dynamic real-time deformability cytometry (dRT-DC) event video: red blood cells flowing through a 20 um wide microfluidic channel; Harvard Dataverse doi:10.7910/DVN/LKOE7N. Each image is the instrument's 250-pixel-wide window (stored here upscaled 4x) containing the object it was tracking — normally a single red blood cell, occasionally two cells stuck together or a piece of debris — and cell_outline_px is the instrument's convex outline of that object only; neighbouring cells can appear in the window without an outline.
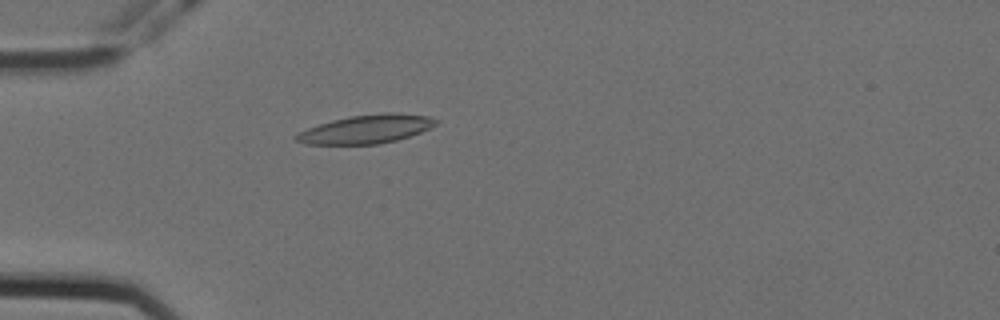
{"species": "Egyptian fruit bat (a non-hibernating species)", "species_latin": "Rousettus aegyptiacus", "temperature_condition": "cold", "stored_images_in_passage": 8, "camera_frame_rate_fps": 3000, "um_per_image_px": 0.085, "animal": {"sex": "female"}, "frame": {"image": 1, "passage_image": 3, "time_ms": 0.667, "image_size_px": [1000, 320], "cell_outline_px": [[440, 120], [436, 124], [420, 132], [396, 140], [380, 144], [304, 144], [296, 140], [292, 136], [308, 128], [332, 120], [348, 116], [384, 112], [392, 112], [428, 116]], "centroid_in_image_um": [31.13, 10.97], "position_along_channel_um": 53.9, "area_um2": 23.18}}
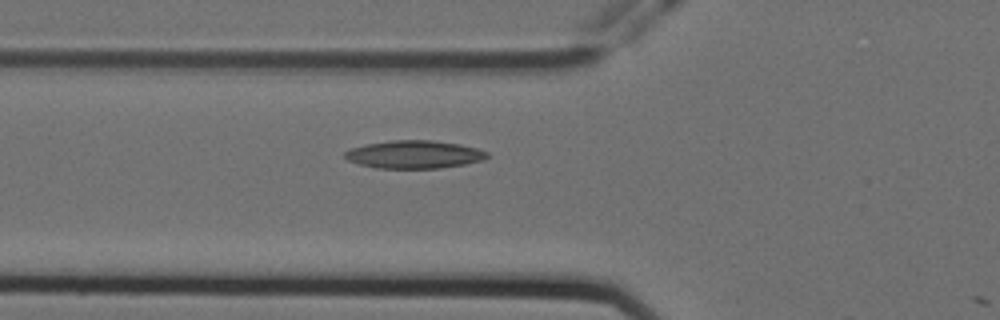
{"frame": {"image": 2, "passage_image": 7, "time_ms": 2.0, "image_size_px": [1000, 320], "cell_outline_px": [[488, 156], [484, 160], [464, 164], [440, 168], [376, 168], [360, 164], [348, 160], [344, 156], [344, 152], [352, 148], [368, 144], [392, 140], [432, 140], [460, 144], [476, 148], [488, 152]], "centroid_in_image_um": [35.23, 13.13], "position_along_channel_um": 90.6, "area_um2": 23.0}}